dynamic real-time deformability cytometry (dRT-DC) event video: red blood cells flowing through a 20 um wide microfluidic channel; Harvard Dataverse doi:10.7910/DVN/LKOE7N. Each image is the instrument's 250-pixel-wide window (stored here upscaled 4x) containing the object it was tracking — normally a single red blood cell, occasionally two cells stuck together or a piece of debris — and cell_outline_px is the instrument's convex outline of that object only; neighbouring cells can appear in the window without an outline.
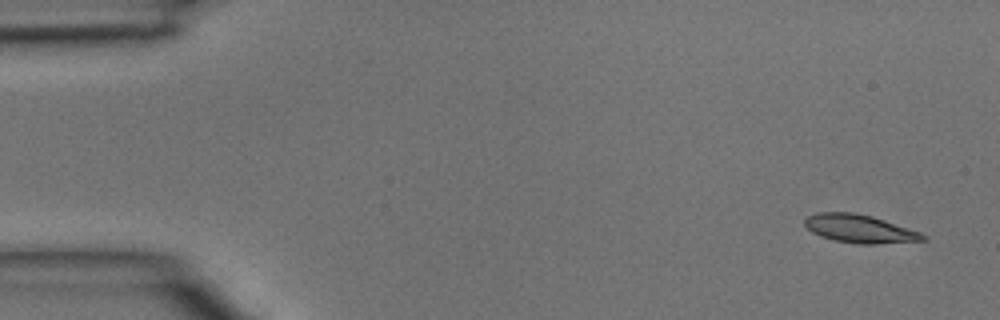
{"species": "common noctule bat (a hibernating species)", "species_latin": "Nyctalus noctula", "temperature_condition": "room temperature", "stored_images_in_passage": 5, "camera_frame_rate_fps": 3000, "um_per_image_px": 0.085, "animal": {"sex": "male", "body_mass_g": 15.6}, "frame": {"image": 1, "passage_image": 1, "time_ms": 0.0, "image_size_px": [1000, 320], "cell_outline_px": [[928, 240], [876, 244], [856, 244], [836, 240], [820, 236], [812, 232], [804, 224], [804, 220], [808, 216], [816, 212], [852, 212], [872, 216], [920, 232], [928, 236]], "centroid_in_image_um": [73.08, 19.44], "position_along_channel_um": 11.9, "area_um2": 19.42}}